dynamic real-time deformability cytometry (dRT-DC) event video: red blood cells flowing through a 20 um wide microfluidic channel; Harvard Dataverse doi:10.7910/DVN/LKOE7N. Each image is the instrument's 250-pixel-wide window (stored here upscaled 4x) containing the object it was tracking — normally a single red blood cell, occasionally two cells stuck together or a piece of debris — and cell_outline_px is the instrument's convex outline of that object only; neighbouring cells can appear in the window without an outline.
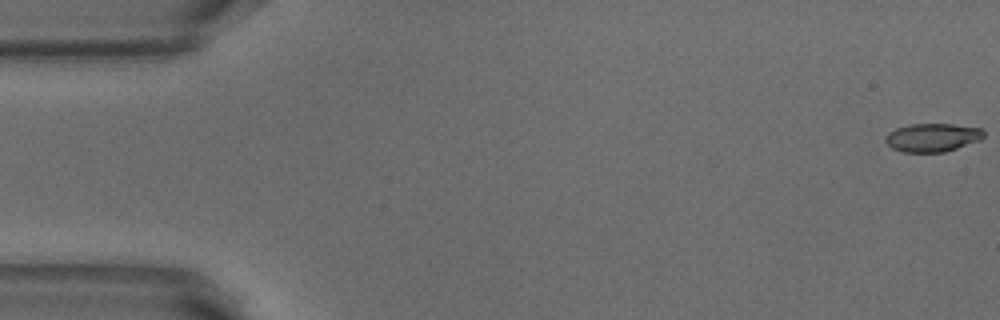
{"species": "common noctule bat (a hibernating species)", "species_latin": "Nyctalus noctula", "temperature_condition": "warm", "stored_images_in_passage": 4, "camera_frame_rate_fps": 3000, "um_per_image_px": 0.085, "animal": {"sex": "male", "body_mass_g": 18.8}, "frame": {"image": 1, "passage_image": 1, "time_ms": 0.0, "image_size_px": [1000, 320], "cell_outline_px": [[984, 136], [980, 140], [944, 152], [904, 152], [892, 148], [884, 140], [888, 132], [896, 128], [908, 124], [952, 124], [984, 128]], "centroid_in_image_um": [79.26, 11.67], "position_along_channel_um": 5.7, "area_um2": 16.3}}